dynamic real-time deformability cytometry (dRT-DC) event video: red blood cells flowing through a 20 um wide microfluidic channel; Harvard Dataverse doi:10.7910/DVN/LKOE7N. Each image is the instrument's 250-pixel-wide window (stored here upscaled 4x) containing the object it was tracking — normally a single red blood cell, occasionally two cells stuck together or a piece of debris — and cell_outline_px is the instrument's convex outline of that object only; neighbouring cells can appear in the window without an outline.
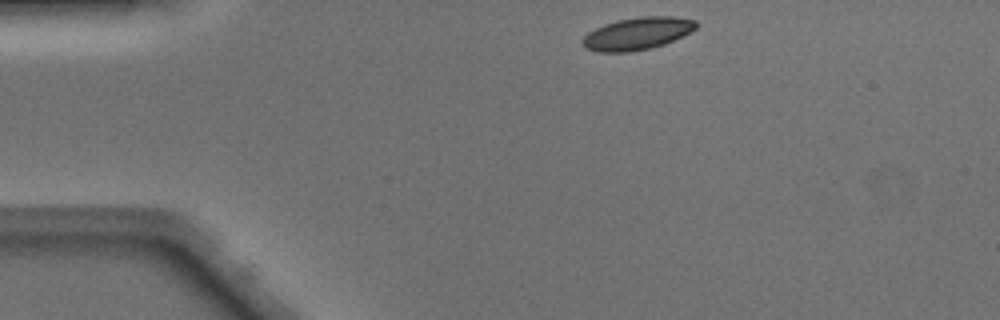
{"species": "Egyptian fruit bat (a non-hibernating species)", "species_latin": "Rousettus aegyptiacus", "temperature_condition": "warm", "stored_images_in_passage": 40, "camera_frame_rate_fps": 3000, "um_per_image_px": 0.085, "animal": {"sex": "male"}, "frame": {"image": 1, "passage_image": 1, "time_ms": 0.0, "image_size_px": [1000, 320], "cell_outline_px": [[696, 28], [664, 44], [652, 48], [628, 52], [600, 52], [584, 48], [580, 40], [588, 32], [604, 24], [616, 20], [640, 16], [672, 16], [696, 20]], "centroid_in_image_um": [54.11, 2.85], "position_along_channel_um": 30.9, "area_um2": 21.39}}
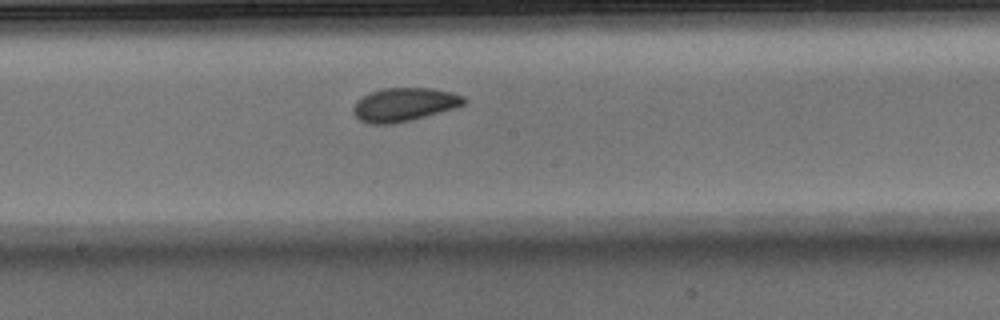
{"frame": {"image": 2, "passage_image": 18, "time_ms": 5.667, "image_size_px": [1000, 320], "cell_outline_px": [[464, 104], [456, 108], [412, 120], [392, 124], [372, 124], [360, 120], [356, 116], [352, 108], [356, 100], [372, 92], [384, 88], [432, 88], [452, 92], [464, 96]], "centroid_in_image_um": [34.37, 8.89], "position_along_channel_um": 213.8, "area_um2": 21.56}}
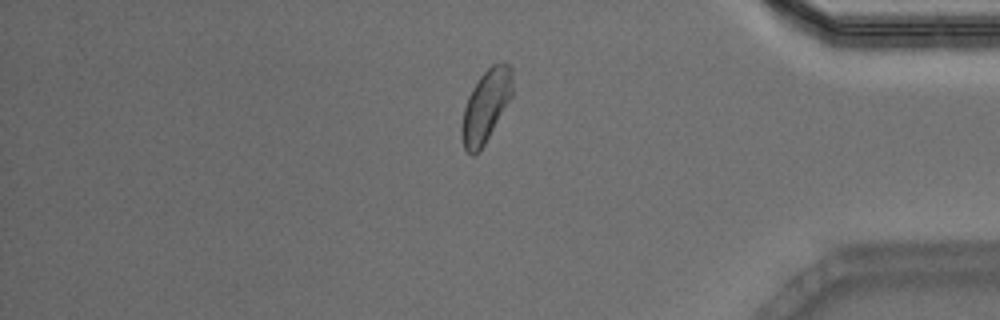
{"frame": {"image": 3, "passage_image": 33, "time_ms": 10.667, "image_size_px": [1000, 320], "cell_outline_px": [[512, 96], [480, 152], [472, 156], [464, 148], [460, 132], [460, 128], [464, 108], [468, 96], [472, 88], [480, 76], [492, 64], [504, 60], [512, 68]], "centroid_in_image_um": [41.29, 9.0], "position_along_channel_um": 393.9, "area_um2": 21.5}, "authors_computed_cell_mechanics": {"area_um2": 21.097, "velocity_mm_per_s": 4.1255, "shape_relaxation_time_tau1_ms": 2.7291, "shape_relaxation_time_tau2_ms": 4.0271, "deformation_change_tau1": 0.0847, "deformation_change_tau2": 0.0854}}